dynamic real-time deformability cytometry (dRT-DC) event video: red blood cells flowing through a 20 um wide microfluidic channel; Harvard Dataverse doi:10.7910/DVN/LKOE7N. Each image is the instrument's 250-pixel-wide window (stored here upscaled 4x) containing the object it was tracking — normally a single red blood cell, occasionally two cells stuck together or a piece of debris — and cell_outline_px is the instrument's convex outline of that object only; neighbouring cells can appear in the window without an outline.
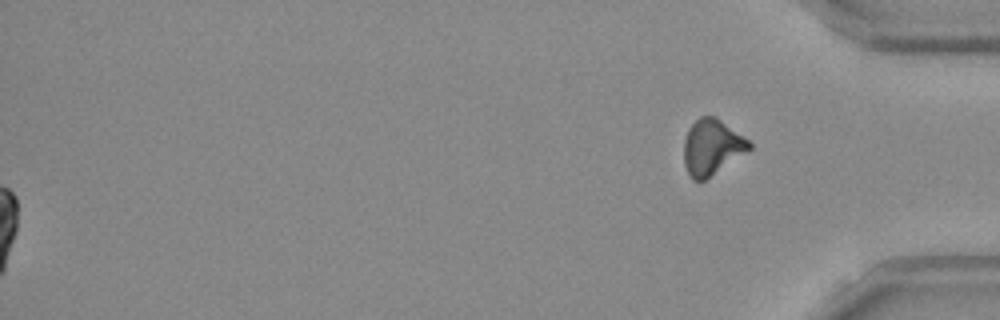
{"species": "Egyptian fruit bat (a non-hibernating species)", "species_latin": "Rousettus aegyptiacus", "temperature_condition": "room temperature", "stored_images_in_passage": 45, "segment_of_instrument_passage": [2, 2], "camera_frame_rate_fps": 3000, "um_per_image_px": 0.085, "frame": {"image": 1, "passage_image": 45, "time_ms": 14.667, "image_size_px": [1000, 320], "cell_outline_px": [[752, 148], [704, 180], [692, 180], [684, 164], [684, 140], [688, 128], [700, 116], [716, 116], [748, 140], [752, 144]], "centroid_in_image_um": [60.49, 12.48], "position_along_channel_um": 374.7, "area_um2": 20.87}}